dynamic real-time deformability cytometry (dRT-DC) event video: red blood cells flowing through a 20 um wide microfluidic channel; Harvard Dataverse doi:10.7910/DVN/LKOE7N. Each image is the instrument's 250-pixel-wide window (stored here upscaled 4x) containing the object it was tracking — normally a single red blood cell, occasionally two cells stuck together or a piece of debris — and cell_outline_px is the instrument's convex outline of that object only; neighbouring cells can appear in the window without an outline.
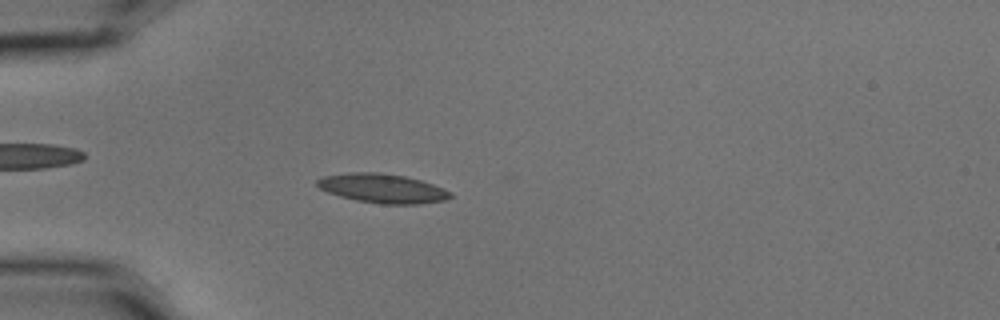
{"species": "common noctule bat (a hibernating species)", "species_latin": "Nyctalus noctula", "temperature_condition": "cold", "stored_images_in_passage": 56, "camera_frame_rate_fps": 3000, "um_per_image_px": 0.085, "animal": {"sex": "male", "body_mass_g": 15.6}, "frame": {"image": 1, "passage_image": 16, "time_ms": 5.0, "image_size_px": [1000, 320], "cell_outline_px": [[452, 196], [444, 200], [416, 204], [380, 204], [356, 200], [340, 196], [328, 192], [320, 188], [316, 184], [316, 180], [324, 176], [348, 172], [380, 172], [404, 176], [420, 180], [432, 184], [452, 192]], "centroid_in_image_um": [32.49, 16.0], "position_along_channel_um": 52.5, "area_um2": 22.54}}
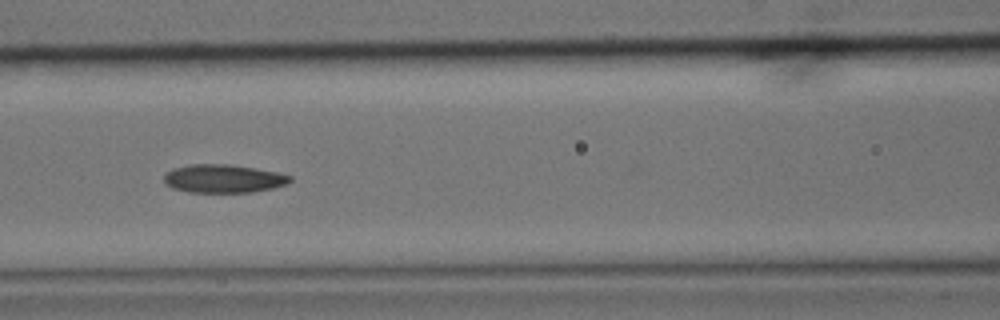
{"frame": {"image": 2, "passage_image": 25, "time_ms": 8.0, "image_size_px": [1000, 320], "cell_outline_px": [[292, 180], [288, 184], [272, 188], [252, 192], [188, 192], [172, 188], [164, 184], [164, 176], [172, 168], [188, 164], [228, 164], [276, 172], [292, 176]], "centroid_in_image_um": [18.96, 15.18], "position_along_channel_um": 147.6, "area_um2": 20.81}}
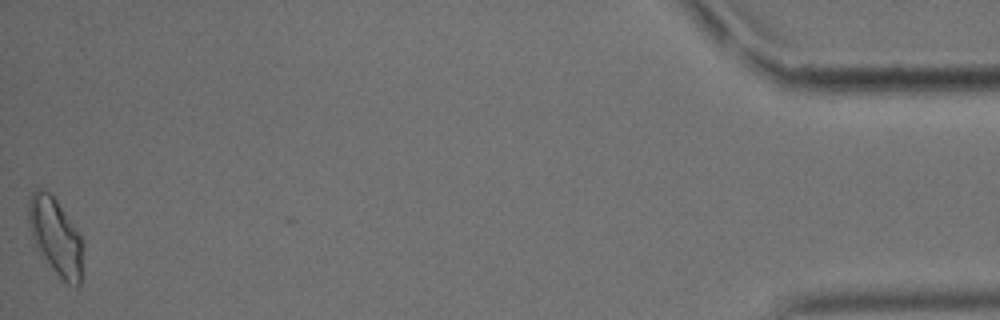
{"frame": {"image": 3, "passage_image": 56, "time_ms": 18.333, "image_size_px": [1000, 320], "cell_outline_px": [[84, 276], [80, 284], [76, 288], [68, 284], [56, 272], [36, 248], [32, 236], [28, 220], [28, 200], [32, 192], [36, 188], [44, 188], [56, 200], [84, 240]], "centroid_in_image_um": [4.79, 20.14], "position_along_channel_um": 430.4, "area_um2": 24.8}, "authors_computed_cell_mechanics": {"area_um2": 20.808, "velocity_mm_per_s": 3.5729, "shape_relaxation_time_tau1_ms": 6.8441, "shape_relaxation_time_tau2_ms": 3.9203, "deformation_change_tau1": 0.184, "deformation_change_tau2": 0.1081}}